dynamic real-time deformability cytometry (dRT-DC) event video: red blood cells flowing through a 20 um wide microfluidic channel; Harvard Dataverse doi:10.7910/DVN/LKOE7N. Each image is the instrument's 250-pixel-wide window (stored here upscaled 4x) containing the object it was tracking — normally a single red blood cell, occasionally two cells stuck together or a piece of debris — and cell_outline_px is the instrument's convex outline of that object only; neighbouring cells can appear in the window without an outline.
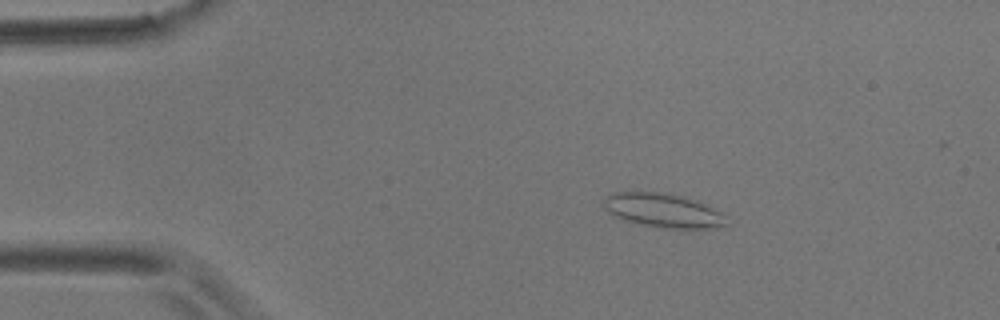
{"species": "common noctule bat (a hibernating species)", "species_latin": "Nyctalus noctula", "temperature_condition": "room temperature", "stored_images_in_passage": 4, "camera_frame_rate_fps": 3000, "um_per_image_px": 0.085, "animal": {"sex": "male", "body_mass_g": 17.9}, "frame": {"image": 1, "passage_image": 2, "time_ms": 1.333, "image_size_px": [1000, 320], "cell_outline_px": [[724, 228], [664, 228], [640, 224], [624, 220], [616, 216], [604, 208], [604, 196], [616, 192], [656, 192], [684, 196], [700, 200], [720, 212], [724, 216]], "centroid_in_image_um": [56.38, 17.88], "position_along_channel_um": 28.6, "area_um2": 24.28}}